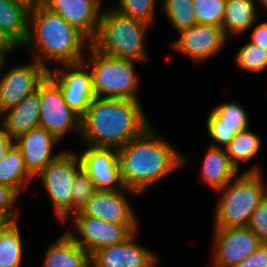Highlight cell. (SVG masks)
<instances>
[{"label": "cell", "instance_id": "obj_18", "mask_svg": "<svg viewBox=\"0 0 267 267\" xmlns=\"http://www.w3.org/2000/svg\"><path fill=\"white\" fill-rule=\"evenodd\" d=\"M53 134L38 126L14 140L20 149L28 172L39 175L62 152L52 155L51 150L59 142Z\"/></svg>", "mask_w": 267, "mask_h": 267}, {"label": "cell", "instance_id": "obj_11", "mask_svg": "<svg viewBox=\"0 0 267 267\" xmlns=\"http://www.w3.org/2000/svg\"><path fill=\"white\" fill-rule=\"evenodd\" d=\"M214 235V267H233L263 243L247 226L215 228Z\"/></svg>", "mask_w": 267, "mask_h": 267}, {"label": "cell", "instance_id": "obj_33", "mask_svg": "<svg viewBox=\"0 0 267 267\" xmlns=\"http://www.w3.org/2000/svg\"><path fill=\"white\" fill-rule=\"evenodd\" d=\"M19 195L6 185L0 184V222L10 223L17 221V211L14 209V205L18 200Z\"/></svg>", "mask_w": 267, "mask_h": 267}, {"label": "cell", "instance_id": "obj_31", "mask_svg": "<svg viewBox=\"0 0 267 267\" xmlns=\"http://www.w3.org/2000/svg\"><path fill=\"white\" fill-rule=\"evenodd\" d=\"M235 63L243 71H261L267 67V50L251 42L246 43L236 54Z\"/></svg>", "mask_w": 267, "mask_h": 267}, {"label": "cell", "instance_id": "obj_27", "mask_svg": "<svg viewBox=\"0 0 267 267\" xmlns=\"http://www.w3.org/2000/svg\"><path fill=\"white\" fill-rule=\"evenodd\" d=\"M207 127L248 128V115L242 106L227 102L215 107L208 115Z\"/></svg>", "mask_w": 267, "mask_h": 267}, {"label": "cell", "instance_id": "obj_4", "mask_svg": "<svg viewBox=\"0 0 267 267\" xmlns=\"http://www.w3.org/2000/svg\"><path fill=\"white\" fill-rule=\"evenodd\" d=\"M149 26L116 8L109 9L101 12L98 33L91 45L113 57L146 62L143 37Z\"/></svg>", "mask_w": 267, "mask_h": 267}, {"label": "cell", "instance_id": "obj_23", "mask_svg": "<svg viewBox=\"0 0 267 267\" xmlns=\"http://www.w3.org/2000/svg\"><path fill=\"white\" fill-rule=\"evenodd\" d=\"M255 3V0H226L222 29L227 37L243 33L255 24Z\"/></svg>", "mask_w": 267, "mask_h": 267}, {"label": "cell", "instance_id": "obj_6", "mask_svg": "<svg viewBox=\"0 0 267 267\" xmlns=\"http://www.w3.org/2000/svg\"><path fill=\"white\" fill-rule=\"evenodd\" d=\"M89 61L83 60L86 66H91L92 87L95 97L111 99H133L137 97L138 83L135 74V60L117 58L99 52L92 45L89 47ZM103 94H106L103 96Z\"/></svg>", "mask_w": 267, "mask_h": 267}, {"label": "cell", "instance_id": "obj_7", "mask_svg": "<svg viewBox=\"0 0 267 267\" xmlns=\"http://www.w3.org/2000/svg\"><path fill=\"white\" fill-rule=\"evenodd\" d=\"M80 167L78 155L63 151L39 174L61 222H66L71 217L73 178Z\"/></svg>", "mask_w": 267, "mask_h": 267}, {"label": "cell", "instance_id": "obj_20", "mask_svg": "<svg viewBox=\"0 0 267 267\" xmlns=\"http://www.w3.org/2000/svg\"><path fill=\"white\" fill-rule=\"evenodd\" d=\"M32 5L29 0H0V29L17 46L27 40Z\"/></svg>", "mask_w": 267, "mask_h": 267}, {"label": "cell", "instance_id": "obj_26", "mask_svg": "<svg viewBox=\"0 0 267 267\" xmlns=\"http://www.w3.org/2000/svg\"><path fill=\"white\" fill-rule=\"evenodd\" d=\"M261 140L257 133H253L248 128L238 132L229 145L226 147L227 155L232 165L239 169L240 161L246 162L258 154Z\"/></svg>", "mask_w": 267, "mask_h": 267}, {"label": "cell", "instance_id": "obj_21", "mask_svg": "<svg viewBox=\"0 0 267 267\" xmlns=\"http://www.w3.org/2000/svg\"><path fill=\"white\" fill-rule=\"evenodd\" d=\"M42 267H92L91 255L66 232L47 249Z\"/></svg>", "mask_w": 267, "mask_h": 267}, {"label": "cell", "instance_id": "obj_19", "mask_svg": "<svg viewBox=\"0 0 267 267\" xmlns=\"http://www.w3.org/2000/svg\"><path fill=\"white\" fill-rule=\"evenodd\" d=\"M39 86L37 91L27 95L19 104L2 113L1 128L13 139L39 126Z\"/></svg>", "mask_w": 267, "mask_h": 267}, {"label": "cell", "instance_id": "obj_29", "mask_svg": "<svg viewBox=\"0 0 267 267\" xmlns=\"http://www.w3.org/2000/svg\"><path fill=\"white\" fill-rule=\"evenodd\" d=\"M162 6L168 20L178 32L197 24L192 9L193 0H163Z\"/></svg>", "mask_w": 267, "mask_h": 267}, {"label": "cell", "instance_id": "obj_3", "mask_svg": "<svg viewBox=\"0 0 267 267\" xmlns=\"http://www.w3.org/2000/svg\"><path fill=\"white\" fill-rule=\"evenodd\" d=\"M29 31L26 42L34 59L45 64V59L63 64H77L83 61L82 51L91 46V40L77 27L69 24L62 16L55 14L42 2L33 3L29 16ZM33 45V48H29Z\"/></svg>", "mask_w": 267, "mask_h": 267}, {"label": "cell", "instance_id": "obj_8", "mask_svg": "<svg viewBox=\"0 0 267 267\" xmlns=\"http://www.w3.org/2000/svg\"><path fill=\"white\" fill-rule=\"evenodd\" d=\"M39 126L60 140L67 132L81 133V118L66 104L60 86L49 76L39 85Z\"/></svg>", "mask_w": 267, "mask_h": 267}, {"label": "cell", "instance_id": "obj_14", "mask_svg": "<svg viewBox=\"0 0 267 267\" xmlns=\"http://www.w3.org/2000/svg\"><path fill=\"white\" fill-rule=\"evenodd\" d=\"M79 159L81 167L89 173L97 190L116 191L124 188L118 149L88 146Z\"/></svg>", "mask_w": 267, "mask_h": 267}, {"label": "cell", "instance_id": "obj_17", "mask_svg": "<svg viewBox=\"0 0 267 267\" xmlns=\"http://www.w3.org/2000/svg\"><path fill=\"white\" fill-rule=\"evenodd\" d=\"M42 3L77 27L91 41L96 37L102 12L101 0H42Z\"/></svg>", "mask_w": 267, "mask_h": 267}, {"label": "cell", "instance_id": "obj_30", "mask_svg": "<svg viewBox=\"0 0 267 267\" xmlns=\"http://www.w3.org/2000/svg\"><path fill=\"white\" fill-rule=\"evenodd\" d=\"M226 0H193L197 24L222 28Z\"/></svg>", "mask_w": 267, "mask_h": 267}, {"label": "cell", "instance_id": "obj_28", "mask_svg": "<svg viewBox=\"0 0 267 267\" xmlns=\"http://www.w3.org/2000/svg\"><path fill=\"white\" fill-rule=\"evenodd\" d=\"M94 181L89 176V173L80 167L73 178L71 191V216L78 212H82L96 193Z\"/></svg>", "mask_w": 267, "mask_h": 267}, {"label": "cell", "instance_id": "obj_32", "mask_svg": "<svg viewBox=\"0 0 267 267\" xmlns=\"http://www.w3.org/2000/svg\"><path fill=\"white\" fill-rule=\"evenodd\" d=\"M156 0H119V11L146 24H153Z\"/></svg>", "mask_w": 267, "mask_h": 267}, {"label": "cell", "instance_id": "obj_1", "mask_svg": "<svg viewBox=\"0 0 267 267\" xmlns=\"http://www.w3.org/2000/svg\"><path fill=\"white\" fill-rule=\"evenodd\" d=\"M118 159L124 187L139 195L188 162L151 126L119 148Z\"/></svg>", "mask_w": 267, "mask_h": 267}, {"label": "cell", "instance_id": "obj_16", "mask_svg": "<svg viewBox=\"0 0 267 267\" xmlns=\"http://www.w3.org/2000/svg\"><path fill=\"white\" fill-rule=\"evenodd\" d=\"M126 192L139 195L126 187L116 191L97 190L81 213L114 224H137L132 207L124 196Z\"/></svg>", "mask_w": 267, "mask_h": 267}, {"label": "cell", "instance_id": "obj_39", "mask_svg": "<svg viewBox=\"0 0 267 267\" xmlns=\"http://www.w3.org/2000/svg\"><path fill=\"white\" fill-rule=\"evenodd\" d=\"M13 144L14 140L0 127V161Z\"/></svg>", "mask_w": 267, "mask_h": 267}, {"label": "cell", "instance_id": "obj_41", "mask_svg": "<svg viewBox=\"0 0 267 267\" xmlns=\"http://www.w3.org/2000/svg\"><path fill=\"white\" fill-rule=\"evenodd\" d=\"M32 3L42 2V0H29Z\"/></svg>", "mask_w": 267, "mask_h": 267}, {"label": "cell", "instance_id": "obj_22", "mask_svg": "<svg viewBox=\"0 0 267 267\" xmlns=\"http://www.w3.org/2000/svg\"><path fill=\"white\" fill-rule=\"evenodd\" d=\"M237 169L232 165L226 149L212 145L207 151L202 165V179L214 190L225 187L237 176Z\"/></svg>", "mask_w": 267, "mask_h": 267}, {"label": "cell", "instance_id": "obj_5", "mask_svg": "<svg viewBox=\"0 0 267 267\" xmlns=\"http://www.w3.org/2000/svg\"><path fill=\"white\" fill-rule=\"evenodd\" d=\"M262 180L259 167L254 166L218 190L222 196L216 207L215 228L248 225L252 213L267 192V184Z\"/></svg>", "mask_w": 267, "mask_h": 267}, {"label": "cell", "instance_id": "obj_15", "mask_svg": "<svg viewBox=\"0 0 267 267\" xmlns=\"http://www.w3.org/2000/svg\"><path fill=\"white\" fill-rule=\"evenodd\" d=\"M136 232L125 241L99 249L91 256L92 267H156L157 257L135 243Z\"/></svg>", "mask_w": 267, "mask_h": 267}, {"label": "cell", "instance_id": "obj_2", "mask_svg": "<svg viewBox=\"0 0 267 267\" xmlns=\"http://www.w3.org/2000/svg\"><path fill=\"white\" fill-rule=\"evenodd\" d=\"M149 126L139 100L95 97L81 118L88 146L119 149Z\"/></svg>", "mask_w": 267, "mask_h": 267}, {"label": "cell", "instance_id": "obj_25", "mask_svg": "<svg viewBox=\"0 0 267 267\" xmlns=\"http://www.w3.org/2000/svg\"><path fill=\"white\" fill-rule=\"evenodd\" d=\"M22 237L17 221L0 225V267H20Z\"/></svg>", "mask_w": 267, "mask_h": 267}, {"label": "cell", "instance_id": "obj_35", "mask_svg": "<svg viewBox=\"0 0 267 267\" xmlns=\"http://www.w3.org/2000/svg\"><path fill=\"white\" fill-rule=\"evenodd\" d=\"M247 128H228V127H207L209 135L214 141L225 146L229 145L234 136Z\"/></svg>", "mask_w": 267, "mask_h": 267}, {"label": "cell", "instance_id": "obj_12", "mask_svg": "<svg viewBox=\"0 0 267 267\" xmlns=\"http://www.w3.org/2000/svg\"><path fill=\"white\" fill-rule=\"evenodd\" d=\"M63 66L62 70L54 68V73L49 70L48 75L60 86L68 107L82 118L95 98L91 72L83 62Z\"/></svg>", "mask_w": 267, "mask_h": 267}, {"label": "cell", "instance_id": "obj_36", "mask_svg": "<svg viewBox=\"0 0 267 267\" xmlns=\"http://www.w3.org/2000/svg\"><path fill=\"white\" fill-rule=\"evenodd\" d=\"M233 267H267V242H263L256 251Z\"/></svg>", "mask_w": 267, "mask_h": 267}, {"label": "cell", "instance_id": "obj_13", "mask_svg": "<svg viewBox=\"0 0 267 267\" xmlns=\"http://www.w3.org/2000/svg\"><path fill=\"white\" fill-rule=\"evenodd\" d=\"M179 34L172 47L195 62L216 55L226 45L228 38L221 27L213 25L196 24Z\"/></svg>", "mask_w": 267, "mask_h": 267}, {"label": "cell", "instance_id": "obj_10", "mask_svg": "<svg viewBox=\"0 0 267 267\" xmlns=\"http://www.w3.org/2000/svg\"><path fill=\"white\" fill-rule=\"evenodd\" d=\"M4 64V59L0 60V71ZM49 70L35 59L28 65H17L7 70L0 79V115L37 91Z\"/></svg>", "mask_w": 267, "mask_h": 267}, {"label": "cell", "instance_id": "obj_40", "mask_svg": "<svg viewBox=\"0 0 267 267\" xmlns=\"http://www.w3.org/2000/svg\"><path fill=\"white\" fill-rule=\"evenodd\" d=\"M260 1L261 3H263V5L267 8V0H258Z\"/></svg>", "mask_w": 267, "mask_h": 267}, {"label": "cell", "instance_id": "obj_38", "mask_svg": "<svg viewBox=\"0 0 267 267\" xmlns=\"http://www.w3.org/2000/svg\"><path fill=\"white\" fill-rule=\"evenodd\" d=\"M17 48V45L0 29V60H5V55Z\"/></svg>", "mask_w": 267, "mask_h": 267}, {"label": "cell", "instance_id": "obj_24", "mask_svg": "<svg viewBox=\"0 0 267 267\" xmlns=\"http://www.w3.org/2000/svg\"><path fill=\"white\" fill-rule=\"evenodd\" d=\"M34 178L27 170L20 149L15 143L0 161V184L11 187L19 196L25 186Z\"/></svg>", "mask_w": 267, "mask_h": 267}, {"label": "cell", "instance_id": "obj_37", "mask_svg": "<svg viewBox=\"0 0 267 267\" xmlns=\"http://www.w3.org/2000/svg\"><path fill=\"white\" fill-rule=\"evenodd\" d=\"M251 39V43L267 50V21L258 24L254 28Z\"/></svg>", "mask_w": 267, "mask_h": 267}, {"label": "cell", "instance_id": "obj_9", "mask_svg": "<svg viewBox=\"0 0 267 267\" xmlns=\"http://www.w3.org/2000/svg\"><path fill=\"white\" fill-rule=\"evenodd\" d=\"M81 239L74 232L66 231L73 240L91 256L101 248L125 241L137 230V224H114L104 220L85 216L78 212L71 216Z\"/></svg>", "mask_w": 267, "mask_h": 267}, {"label": "cell", "instance_id": "obj_34", "mask_svg": "<svg viewBox=\"0 0 267 267\" xmlns=\"http://www.w3.org/2000/svg\"><path fill=\"white\" fill-rule=\"evenodd\" d=\"M247 227L263 242H267V192L252 213Z\"/></svg>", "mask_w": 267, "mask_h": 267}]
</instances>
